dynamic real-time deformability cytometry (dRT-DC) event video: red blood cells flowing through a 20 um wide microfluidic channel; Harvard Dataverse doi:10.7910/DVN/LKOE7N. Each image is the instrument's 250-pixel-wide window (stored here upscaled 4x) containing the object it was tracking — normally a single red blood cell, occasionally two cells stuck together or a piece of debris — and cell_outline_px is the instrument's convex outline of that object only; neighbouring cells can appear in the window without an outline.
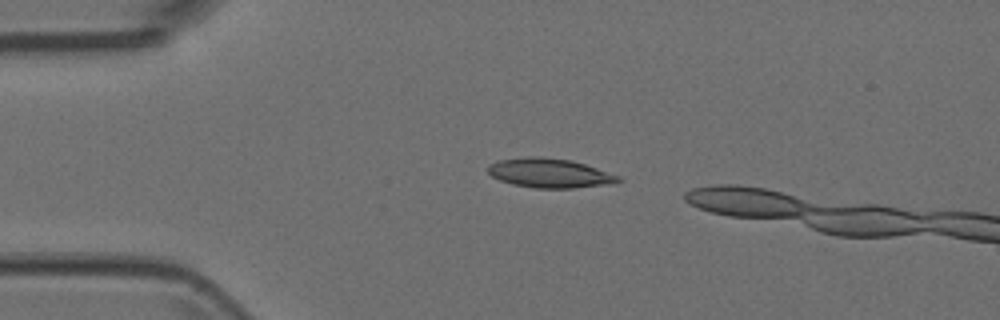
{"species": "Egyptian fruit bat (a non-hibernating species)", "species_latin": "Rousettus aegyptiacus", "temperature_condition": "room temperature", "stored_images_in_passage": 9, "segment_of_instrument_passage": [1, 2], "camera_frame_rate_fps": 3000, "um_per_image_px": 0.085, "animal": {"sex": "female"}, "frame": {"image": 1, "passage_image": 2, "time_ms": 0.333, "image_size_px": [1000, 320], "cell_outline_px": [[620, 180], [600, 184], [572, 188], [536, 188], [512, 184], [500, 180], [492, 176], [488, 172], [488, 168], [492, 164], [500, 160], [532, 156], [540, 156], [568, 160], [584, 164], [620, 176]], "centroid_in_image_um": [46.65, 14.71], "position_along_channel_um": 38.3, "area_um2": 21.56}}
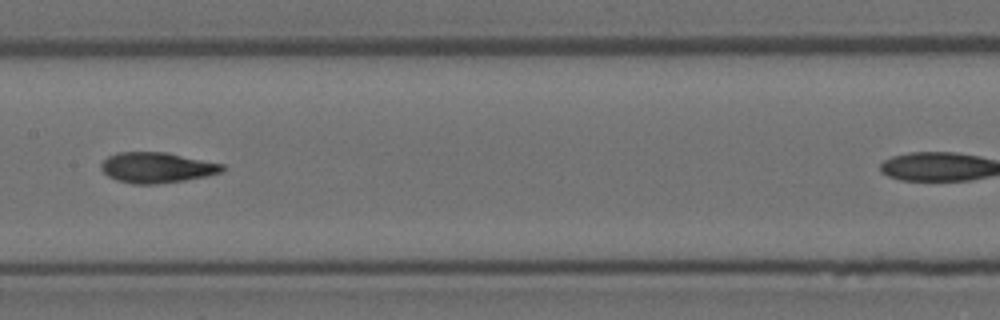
{"frame": {"image": 2, "passage_image": 6, "time_ms": 1.667, "image_size_px": [1000, 320], "cell_outline_px": [[224, 172], [208, 176], [184, 180], [156, 184], [132, 184], [116, 180], [108, 176], [100, 168], [100, 164], [108, 156], [116, 152], [164, 152], [224, 164]], "centroid_in_image_um": [13.32, 14.25], "position_along_channel_um": 194.1, "area_um2": 21.62}}